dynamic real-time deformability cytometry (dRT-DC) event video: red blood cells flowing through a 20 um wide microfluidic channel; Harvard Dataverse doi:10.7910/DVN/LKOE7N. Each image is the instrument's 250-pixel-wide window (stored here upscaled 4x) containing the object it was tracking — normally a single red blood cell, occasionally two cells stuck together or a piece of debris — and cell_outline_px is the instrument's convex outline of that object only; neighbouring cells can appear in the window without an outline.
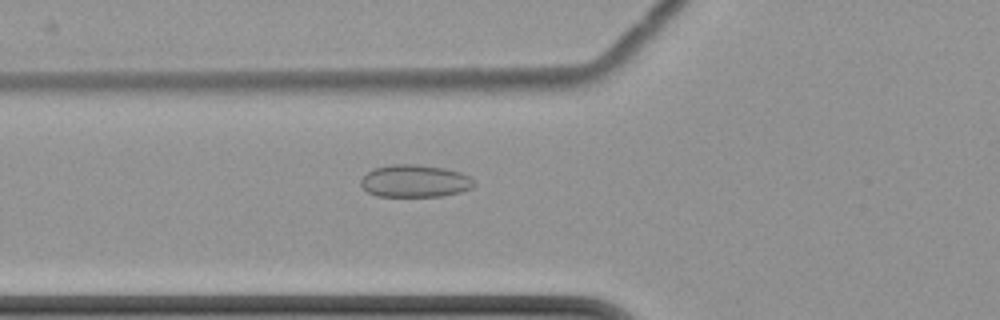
{"species": "common noctule bat (a hibernating species)", "species_latin": "Nyctalus noctula", "temperature_condition": "cold", "stored_images_in_passage": 7, "camera_frame_rate_fps": 3000, "um_per_image_px": 0.085, "animal": {"sex": "female", "body_mass_g": 22.7, "forearm_length_mm": 54.2}, "frame": {"image": 1, "passage_image": 7, "time_ms": 7.333, "image_size_px": [1000, 320], "cell_outline_px": [[476, 184], [472, 188], [460, 192], [440, 196], [376, 196], [368, 192], [360, 184], [360, 180], [372, 168], [392, 164], [416, 164], [444, 168], [460, 172], [476, 180]], "centroid_in_image_um": [35.27, 15.38], "position_along_channel_um": 90.5, "area_um2": 21.5}}